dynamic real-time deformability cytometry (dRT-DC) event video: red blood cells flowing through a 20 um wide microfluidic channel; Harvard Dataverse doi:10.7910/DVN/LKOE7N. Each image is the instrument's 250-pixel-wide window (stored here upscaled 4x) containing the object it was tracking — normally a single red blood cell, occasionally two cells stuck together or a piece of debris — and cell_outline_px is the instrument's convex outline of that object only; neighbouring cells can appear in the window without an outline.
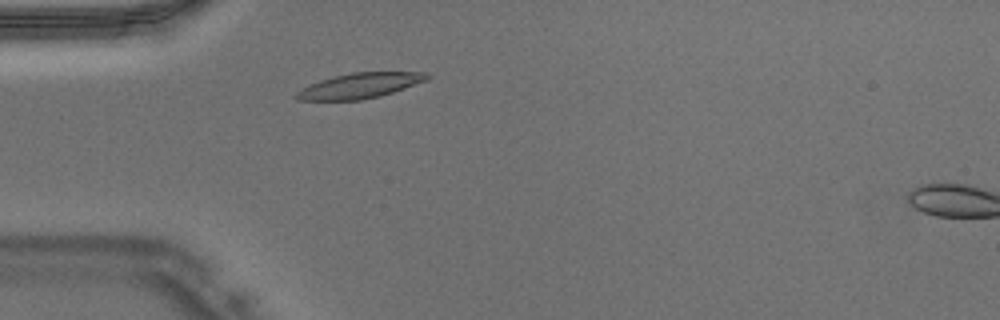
{"species": "Egyptian fruit bat (a non-hibernating species)", "species_latin": "Rousettus aegyptiacus", "temperature_condition": "warm", "stored_images_in_passage": 39, "camera_frame_rate_fps": 3000, "um_per_image_px": 0.085, "animal": {"sex": "male"}, "frame": {"image": 1, "passage_image": 6, "time_ms": 1.667, "image_size_px": [1000, 320], "cell_outline_px": [[432, 76], [428, 80], [380, 96], [360, 100], [296, 100], [292, 96], [300, 88], [320, 80], [332, 76], [352, 72], [428, 72]], "centroid_in_image_um": [30.56, 7.28], "position_along_channel_um": 54.4, "area_um2": 19.42}}